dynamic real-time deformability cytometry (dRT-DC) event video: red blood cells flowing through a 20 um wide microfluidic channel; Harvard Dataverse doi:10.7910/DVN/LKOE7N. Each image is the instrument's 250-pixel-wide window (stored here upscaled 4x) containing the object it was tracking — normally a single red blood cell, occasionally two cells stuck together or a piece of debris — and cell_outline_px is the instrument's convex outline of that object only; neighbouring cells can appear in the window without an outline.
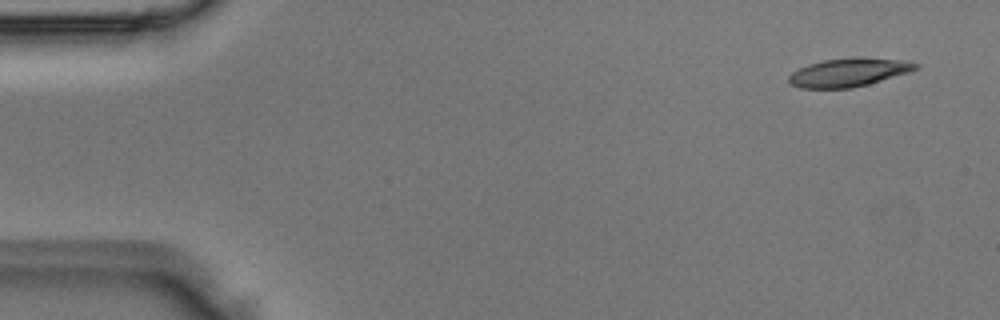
{"species": "Egyptian fruit bat (a non-hibernating species)", "species_latin": "Rousettus aegyptiacus", "temperature_condition": "room temperature", "stored_images_in_passage": 5, "segment_of_instrument_passage": [1, 2], "camera_frame_rate_fps": 3000, "um_per_image_px": 0.085, "animal": {"sex": "male"}, "frame": {"image": 1, "passage_image": 1, "time_ms": 0.0, "image_size_px": [1000, 320], "cell_outline_px": [[920, 68], [908, 72], [868, 84], [852, 88], [800, 88], [788, 84], [788, 76], [792, 72], [808, 64], [824, 60], [852, 56], [860, 56], [908, 60], [920, 64]], "centroid_in_image_um": [72.16, 6.13], "position_along_channel_um": 12.8, "area_um2": 21.44}}